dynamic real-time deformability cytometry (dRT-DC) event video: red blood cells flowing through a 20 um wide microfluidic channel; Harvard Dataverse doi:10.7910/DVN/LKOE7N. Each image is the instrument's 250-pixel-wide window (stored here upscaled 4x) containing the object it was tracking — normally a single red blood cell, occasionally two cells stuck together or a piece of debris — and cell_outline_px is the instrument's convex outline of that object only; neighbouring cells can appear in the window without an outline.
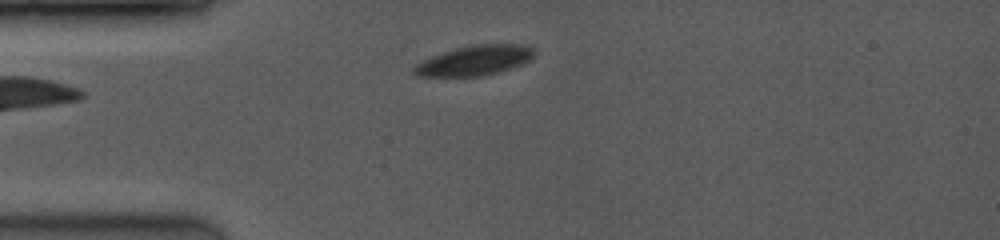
{"species": "common noctule bat (a hibernating species)", "species_latin": "Nyctalus noctula", "temperature_condition": "room temperature", "stored_images_in_passage": 39, "camera_frame_rate_fps": 3500, "um_per_image_px": 0.085, "animal": {"sex": "female", "body_mass_g": 19.0, "forearm_length_mm": 53.3}, "frame": {"image": 1, "passage_image": 2, "time_ms": 0.286, "image_size_px": [1000, 240], "cell_outline_px": [[536, 52], [528, 60], [512, 68], [500, 72], [484, 76], [416, 76], [412, 72], [412, 68], [416, 64], [432, 56], [456, 48], [472, 44], [524, 44], [532, 48]], "centroid_in_image_um": [40.34, 5.14], "position_along_channel_um": 44.7, "area_um2": 20.92}}
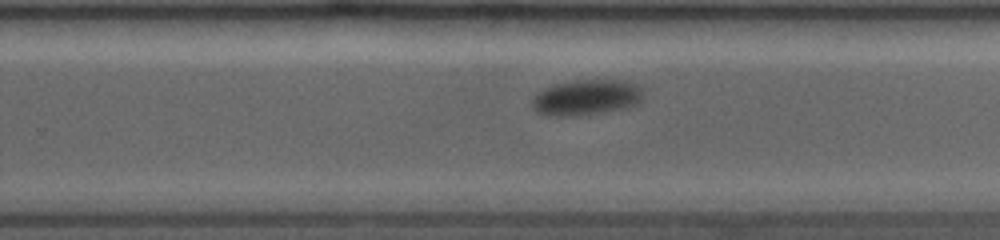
{"frame": {"image": 2, "passage_image": 31, "time_ms": 6.857, "image_size_px": [1000, 240], "cell_outline_px": [[644, 92], [640, 104], [628, 108], [580, 116], [548, 116], [536, 112], [532, 108], [532, 100], [544, 88], [556, 84], [584, 80], [624, 80], [636, 84]], "centroid_in_image_um": [49.89, 8.31], "position_along_channel_um": 279.9, "area_um2": 23.24}}
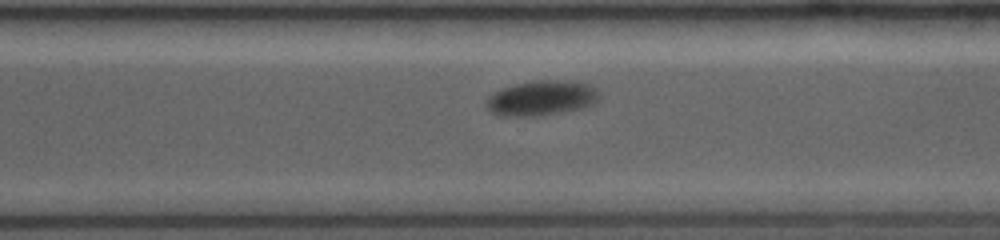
{"frame": {"image": 3, "passage_image": 36, "time_ms": 8.0, "image_size_px": [1000, 240], "cell_outline_px": [[600, 100], [592, 104], [580, 108], [532, 116], [500, 116], [492, 112], [484, 104], [488, 96], [504, 88], [516, 84], [532, 80], [572, 80], [592, 84], [600, 92]], "centroid_in_image_um": [46.07, 8.31], "position_along_channel_um": 324.5, "area_um2": 23.06}}